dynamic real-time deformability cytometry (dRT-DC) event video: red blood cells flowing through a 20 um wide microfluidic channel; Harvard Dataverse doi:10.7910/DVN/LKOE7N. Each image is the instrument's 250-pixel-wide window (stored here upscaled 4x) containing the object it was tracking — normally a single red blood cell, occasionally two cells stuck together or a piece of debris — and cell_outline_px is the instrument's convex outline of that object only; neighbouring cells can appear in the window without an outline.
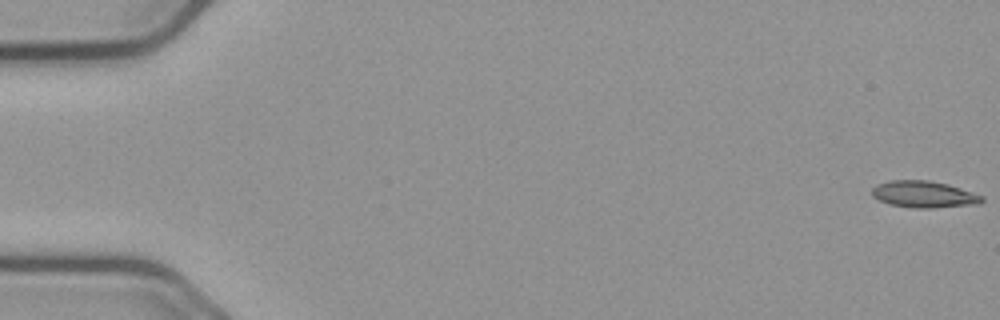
{"species": "common noctule bat (a hibernating species)", "species_latin": "Nyctalus noctula", "temperature_condition": "cold", "stored_images_in_passage": 58, "segment_of_instrument_passage": [1, 2], "camera_frame_rate_fps": 3000, "um_per_image_px": 0.085, "animal": {"sex": "male", "body_mass_g": 23.1, "forearm_length_mm": 52.7}, "frame": {"image": 1, "passage_image": 1, "time_ms": 0.0, "image_size_px": [1000, 320], "cell_outline_px": [[984, 200], [980, 204], [932, 208], [916, 208], [892, 204], [880, 200], [872, 196], [872, 188], [876, 184], [888, 180], [928, 180], [948, 184], [984, 196]], "centroid_in_image_um": [78.55, 16.51], "position_along_channel_um": 6.5, "area_um2": 17.11}}
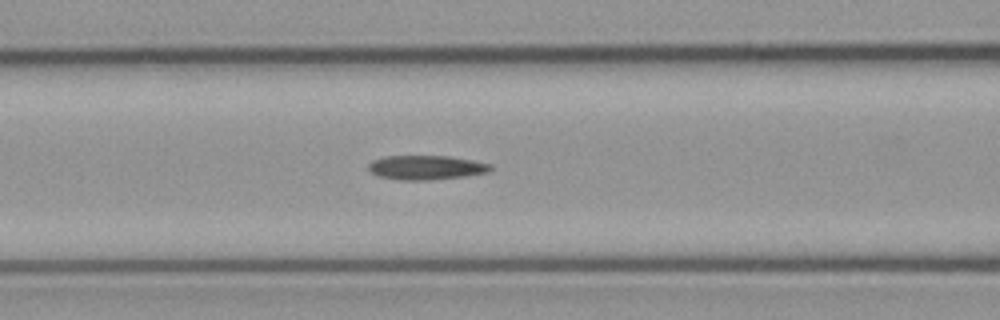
{"frame": {"image": 2, "passage_image": 24, "time_ms": 7.667, "image_size_px": [1000, 320], "cell_outline_px": [[492, 168], [488, 172], [464, 176], [428, 180], [400, 180], [380, 176], [372, 172], [368, 168], [368, 164], [372, 160], [384, 156], [448, 156], [472, 160], [492, 164]], "centroid_in_image_um": [36.22, 14.23], "position_along_channel_um": 130.4, "area_um2": 17.17}}
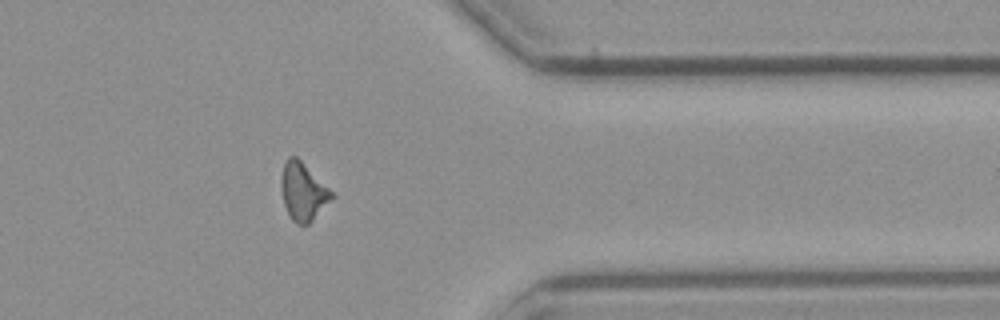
{"frame": {"image": 3, "passage_image": 46, "time_ms": 15.0, "image_size_px": [1000, 320], "cell_outline_px": [[336, 196], [308, 224], [296, 224], [292, 220], [284, 204], [284, 164], [288, 156], [296, 156]], "centroid_in_image_um": [25.82, 16.32], "position_along_channel_um": 385.6, "area_um2": 16.07}}